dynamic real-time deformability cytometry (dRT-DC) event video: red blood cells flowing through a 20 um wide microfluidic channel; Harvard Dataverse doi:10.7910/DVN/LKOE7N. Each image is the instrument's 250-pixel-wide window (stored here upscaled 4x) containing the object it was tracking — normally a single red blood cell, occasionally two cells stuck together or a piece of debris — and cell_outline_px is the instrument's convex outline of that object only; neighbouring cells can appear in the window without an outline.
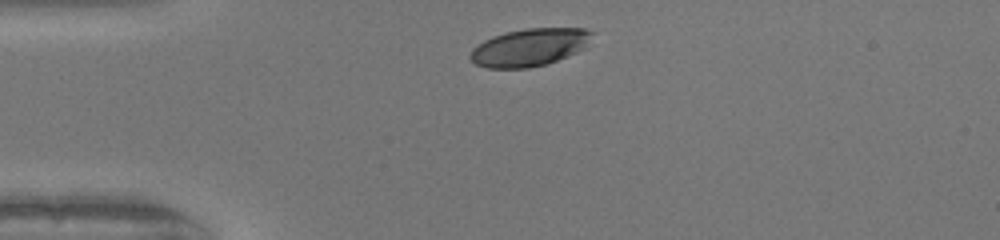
{"species": "human", "species_latin": "Homo sapiens", "temperature_condition": "warm", "stored_images_in_passage": 30, "camera_frame_rate_fps": 3000, "um_per_image_px": 0.085, "donor": {"sex": "female"}, "frame": {"image": 1, "passage_image": 1, "time_ms": 0.0, "image_size_px": [1000, 240], "cell_outline_px": [[596, 32], [576, 52], [556, 60], [544, 64], [528, 68], [488, 68], [476, 64], [468, 56], [472, 48], [476, 44], [492, 36], [504, 32], [524, 28], [588, 28]], "centroid_in_image_um": [44.95, 4.0], "position_along_channel_um": 40.1, "area_um2": 26.59}}
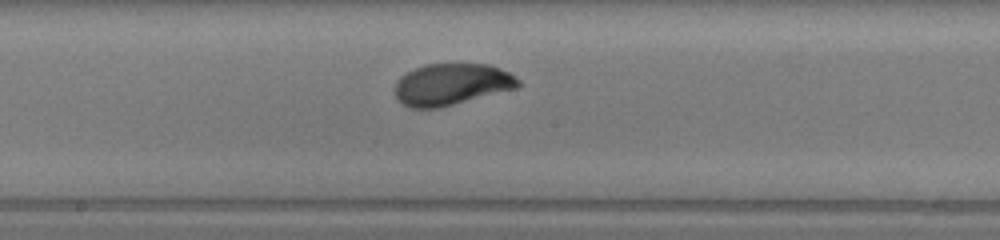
{"frame": {"image": 2, "passage_image": 16, "time_ms": 5.0, "image_size_px": [1000, 240], "cell_outline_px": [[520, 84], [516, 88], [436, 108], [408, 108], [400, 104], [396, 96], [396, 80], [400, 76], [412, 68], [424, 64], [492, 64], [508, 72], [520, 80]], "centroid_in_image_um": [38.33, 7.15], "position_along_channel_um": 209.9, "area_um2": 29.88}}
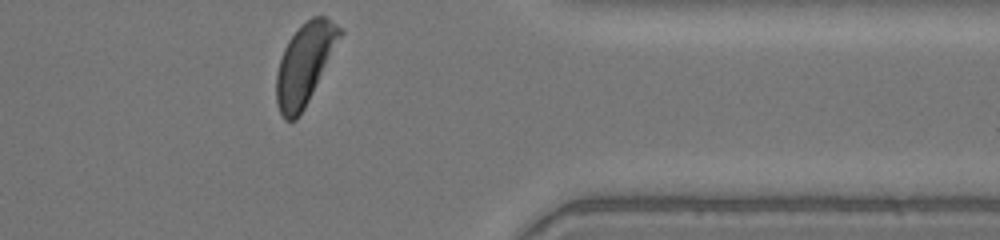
{"frame": {"image": 3, "passage_image": 30, "time_ms": 9.667, "image_size_px": [1000, 240], "cell_outline_px": [[344, 32], [304, 108], [296, 120], [284, 120], [276, 104], [276, 72], [284, 48], [288, 40], [300, 24], [312, 16], [324, 16], [344, 28]], "centroid_in_image_um": [25.9, 5.4], "position_along_channel_um": 385.5, "area_um2": 29.88}, "authors_computed_cell_mechanics": {"area_um2": 30.3161, "velocity_mm_per_s": 4.0691, "shape_relaxation_time_tau1_ms": 2.7046, "shape_relaxation_time_tau2_ms": null, "deformation_change_tau1": 0.1665, "deformation_change_tau2": null}}